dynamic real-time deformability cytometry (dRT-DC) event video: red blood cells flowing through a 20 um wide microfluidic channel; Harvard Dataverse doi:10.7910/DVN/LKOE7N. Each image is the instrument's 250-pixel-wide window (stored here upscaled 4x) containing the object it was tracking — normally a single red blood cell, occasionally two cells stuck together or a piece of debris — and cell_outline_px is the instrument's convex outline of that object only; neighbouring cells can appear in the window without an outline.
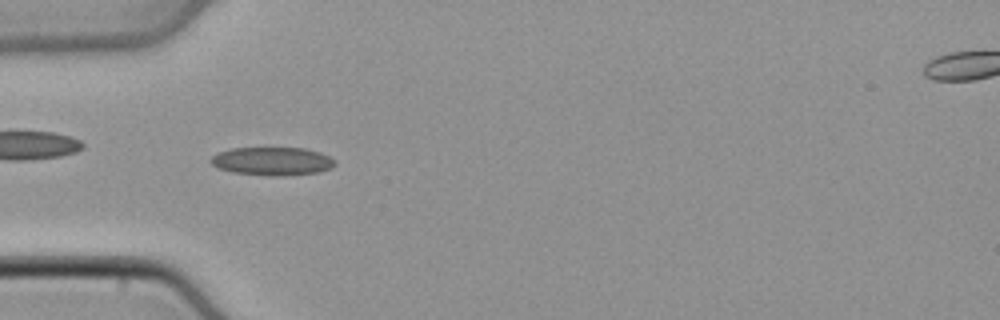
{"species": "common noctule bat (a hibernating species)", "species_latin": "Nyctalus noctula", "temperature_condition": "cold", "stored_images_in_passage": 16, "camera_frame_rate_fps": 3000, "um_per_image_px": 0.085, "animal": {"sex": "male", "body_mass_g": 21.5, "forearm_length_mm": 52.0}, "frame": {"image": 1, "passage_image": 14, "time_ms": 4.333, "image_size_px": [1000, 320], "cell_outline_px": [[336, 164], [332, 168], [316, 172], [276, 176], [268, 176], [232, 172], [220, 168], [212, 164], [208, 160], [212, 156], [220, 152], [232, 148], [304, 148], [320, 152], [336, 160]], "centroid_in_image_um": [23.15, 13.7], "position_along_channel_um": 61.9, "area_um2": 20.35}}